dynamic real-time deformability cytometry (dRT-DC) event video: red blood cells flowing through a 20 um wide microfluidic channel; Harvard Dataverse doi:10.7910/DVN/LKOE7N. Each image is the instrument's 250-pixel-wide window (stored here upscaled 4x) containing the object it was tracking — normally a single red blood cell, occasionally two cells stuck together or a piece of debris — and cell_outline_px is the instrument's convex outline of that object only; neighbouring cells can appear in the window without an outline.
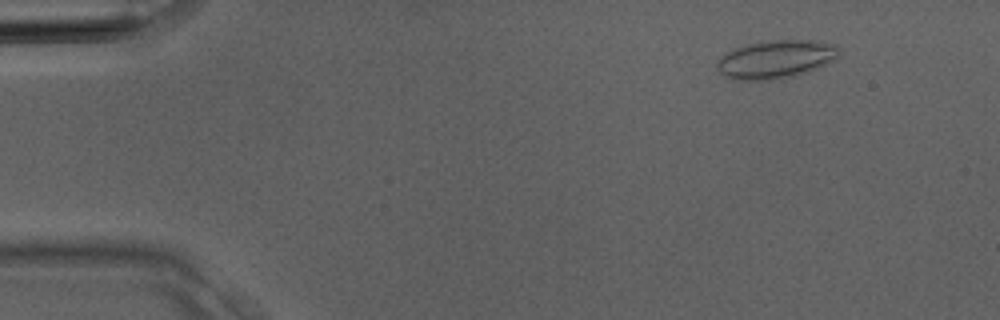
{"species": "Egyptian fruit bat (a non-hibernating species)", "species_latin": "Rousettus aegyptiacus", "temperature_condition": "room temperature", "stored_images_in_passage": 2, "camera_frame_rate_fps": 3000, "um_per_image_px": 0.085, "animal": {"sex": "male"}, "frame": {"image": 1, "passage_image": 1, "time_ms": 0.0, "image_size_px": [1000, 320], "cell_outline_px": [[840, 56], [836, 60], [808, 72], [792, 76], [772, 80], [732, 80], [724, 76], [716, 68], [716, 60], [728, 52], [736, 48], [748, 44], [776, 40], [812, 40], [836, 44], [840, 52]], "centroid_in_image_um": [65.97, 5.05], "position_along_channel_um": 19.0, "area_um2": 27.34}}